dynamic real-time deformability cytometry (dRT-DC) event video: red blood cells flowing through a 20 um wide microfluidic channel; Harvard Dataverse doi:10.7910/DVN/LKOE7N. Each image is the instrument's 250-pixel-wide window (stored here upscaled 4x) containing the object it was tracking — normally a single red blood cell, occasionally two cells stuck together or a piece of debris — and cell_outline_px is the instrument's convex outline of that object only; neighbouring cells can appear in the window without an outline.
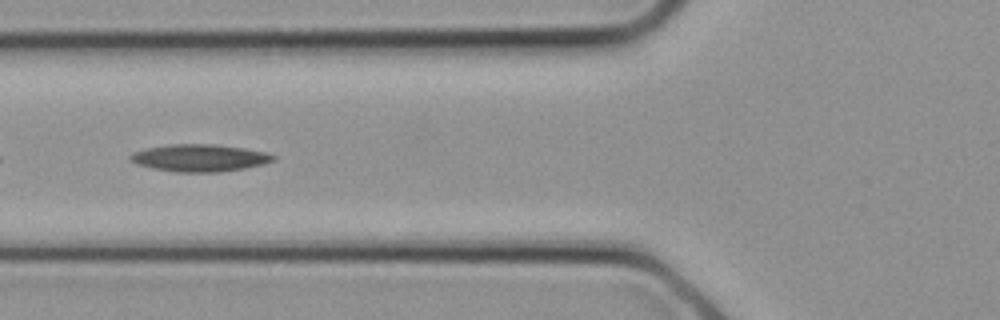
{"species": "common noctule bat (a hibernating species)", "species_latin": "Nyctalus noctula", "temperature_condition": "cold", "stored_images_in_passage": 10, "camera_frame_rate_fps": 3000, "um_per_image_px": 0.085, "animal": {"sex": "female", "body_mass_g": 21.9}, "frame": {"image": 1, "passage_image": 9, "time_ms": 2.667, "image_size_px": [1000, 320], "cell_outline_px": [[276, 160], [264, 164], [244, 168], [220, 172], [176, 172], [152, 168], [136, 164], [128, 160], [128, 156], [132, 152], [148, 148], [172, 144], [212, 144], [244, 148], [268, 152], [276, 156]], "centroid_in_image_um": [16.97, 13.42], "position_along_channel_um": 108.8, "area_um2": 22.83}}